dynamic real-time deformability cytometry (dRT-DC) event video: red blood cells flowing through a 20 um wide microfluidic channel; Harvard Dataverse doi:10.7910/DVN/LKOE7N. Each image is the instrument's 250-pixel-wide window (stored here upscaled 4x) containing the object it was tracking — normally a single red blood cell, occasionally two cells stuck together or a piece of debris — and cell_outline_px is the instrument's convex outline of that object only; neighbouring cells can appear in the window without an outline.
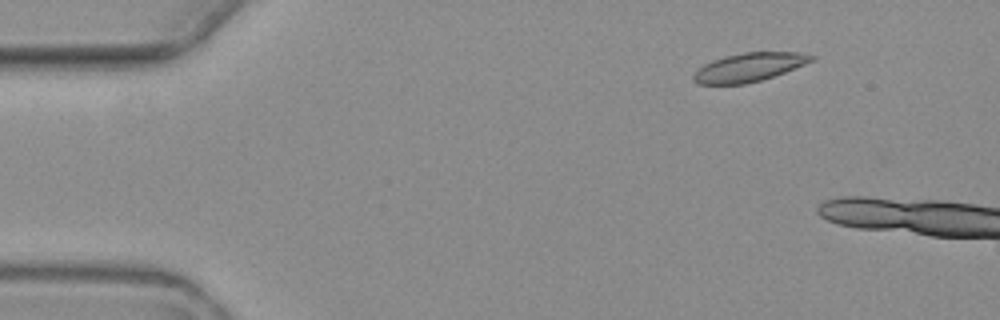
{"species": "common noctule bat (a hibernating species)", "species_latin": "Nyctalus noctula", "temperature_condition": "warm", "stored_images_in_passage": 3, "camera_frame_rate_fps": 3000, "um_per_image_px": 0.085, "animal": {"sex": "female", "body_mass_g": 19.3, "forearm_length_mm": 54.1}, "frame": {"image": 1, "passage_image": 1, "time_ms": 0.0, "image_size_px": [1000, 320], "cell_outline_px": [[816, 56], [812, 60], [804, 64], [784, 72], [760, 80], [744, 84], [696, 84], [692, 80], [692, 76], [704, 64], [712, 60], [724, 56], [744, 52], [796, 52]], "centroid_in_image_um": [63.62, 5.71], "position_along_channel_um": 21.4, "area_um2": 19.42}}